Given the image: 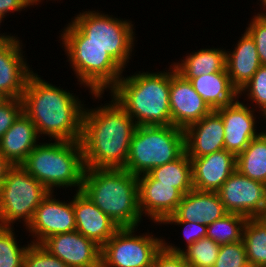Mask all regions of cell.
<instances>
[{
    "instance_id": "obj_1",
    "label": "cell",
    "mask_w": 266,
    "mask_h": 267,
    "mask_svg": "<svg viewBox=\"0 0 266 267\" xmlns=\"http://www.w3.org/2000/svg\"><path fill=\"white\" fill-rule=\"evenodd\" d=\"M136 127L114 98L109 105L85 110L80 140L85 169H124Z\"/></svg>"
},
{
    "instance_id": "obj_2",
    "label": "cell",
    "mask_w": 266,
    "mask_h": 267,
    "mask_svg": "<svg viewBox=\"0 0 266 267\" xmlns=\"http://www.w3.org/2000/svg\"><path fill=\"white\" fill-rule=\"evenodd\" d=\"M21 99L23 112L34 123L38 135L46 134L55 141L81 140L85 109L70 92L32 73Z\"/></svg>"
},
{
    "instance_id": "obj_3",
    "label": "cell",
    "mask_w": 266,
    "mask_h": 267,
    "mask_svg": "<svg viewBox=\"0 0 266 267\" xmlns=\"http://www.w3.org/2000/svg\"><path fill=\"white\" fill-rule=\"evenodd\" d=\"M81 191L119 228H136L142 219L138 176L125 169L87 168Z\"/></svg>"
},
{
    "instance_id": "obj_4",
    "label": "cell",
    "mask_w": 266,
    "mask_h": 267,
    "mask_svg": "<svg viewBox=\"0 0 266 267\" xmlns=\"http://www.w3.org/2000/svg\"><path fill=\"white\" fill-rule=\"evenodd\" d=\"M110 90L127 114L137 119V126L172 125L170 72H143L123 77Z\"/></svg>"
},
{
    "instance_id": "obj_5",
    "label": "cell",
    "mask_w": 266,
    "mask_h": 267,
    "mask_svg": "<svg viewBox=\"0 0 266 267\" xmlns=\"http://www.w3.org/2000/svg\"><path fill=\"white\" fill-rule=\"evenodd\" d=\"M20 166L50 192L57 186L82 189L85 166L80 141L39 144Z\"/></svg>"
},
{
    "instance_id": "obj_6",
    "label": "cell",
    "mask_w": 266,
    "mask_h": 267,
    "mask_svg": "<svg viewBox=\"0 0 266 267\" xmlns=\"http://www.w3.org/2000/svg\"><path fill=\"white\" fill-rule=\"evenodd\" d=\"M62 42L69 62L81 84L90 87L97 98L122 77V67L96 44H84V33L72 22L64 29Z\"/></svg>"
},
{
    "instance_id": "obj_7",
    "label": "cell",
    "mask_w": 266,
    "mask_h": 267,
    "mask_svg": "<svg viewBox=\"0 0 266 267\" xmlns=\"http://www.w3.org/2000/svg\"><path fill=\"white\" fill-rule=\"evenodd\" d=\"M184 152V129L173 125L137 126L124 169L142 176L178 159Z\"/></svg>"
},
{
    "instance_id": "obj_8",
    "label": "cell",
    "mask_w": 266,
    "mask_h": 267,
    "mask_svg": "<svg viewBox=\"0 0 266 267\" xmlns=\"http://www.w3.org/2000/svg\"><path fill=\"white\" fill-rule=\"evenodd\" d=\"M49 192L22 166H13L0 188V226L11 227L15 220L23 218L27 227Z\"/></svg>"
},
{
    "instance_id": "obj_9",
    "label": "cell",
    "mask_w": 266,
    "mask_h": 267,
    "mask_svg": "<svg viewBox=\"0 0 266 267\" xmlns=\"http://www.w3.org/2000/svg\"><path fill=\"white\" fill-rule=\"evenodd\" d=\"M72 22L84 33V44H96L125 68L134 44L130 22L95 11L80 13Z\"/></svg>"
},
{
    "instance_id": "obj_10",
    "label": "cell",
    "mask_w": 266,
    "mask_h": 267,
    "mask_svg": "<svg viewBox=\"0 0 266 267\" xmlns=\"http://www.w3.org/2000/svg\"><path fill=\"white\" fill-rule=\"evenodd\" d=\"M134 230L120 228L101 247V267H152L164 241L147 234L135 236Z\"/></svg>"
},
{
    "instance_id": "obj_11",
    "label": "cell",
    "mask_w": 266,
    "mask_h": 267,
    "mask_svg": "<svg viewBox=\"0 0 266 267\" xmlns=\"http://www.w3.org/2000/svg\"><path fill=\"white\" fill-rule=\"evenodd\" d=\"M217 193L228 213L247 218L266 217V184L246 177L237 169Z\"/></svg>"
},
{
    "instance_id": "obj_12",
    "label": "cell",
    "mask_w": 266,
    "mask_h": 267,
    "mask_svg": "<svg viewBox=\"0 0 266 267\" xmlns=\"http://www.w3.org/2000/svg\"><path fill=\"white\" fill-rule=\"evenodd\" d=\"M170 72V112L173 126L185 129L200 121L212 109L195 91L189 80L178 73L175 67Z\"/></svg>"
},
{
    "instance_id": "obj_13",
    "label": "cell",
    "mask_w": 266,
    "mask_h": 267,
    "mask_svg": "<svg viewBox=\"0 0 266 267\" xmlns=\"http://www.w3.org/2000/svg\"><path fill=\"white\" fill-rule=\"evenodd\" d=\"M41 245L69 267H101V247L77 230L48 237Z\"/></svg>"
},
{
    "instance_id": "obj_14",
    "label": "cell",
    "mask_w": 266,
    "mask_h": 267,
    "mask_svg": "<svg viewBox=\"0 0 266 267\" xmlns=\"http://www.w3.org/2000/svg\"><path fill=\"white\" fill-rule=\"evenodd\" d=\"M52 193L49 192L42 200L28 224L27 228L35 233L38 240L32 243L42 244L48 237L76 230L73 200L70 203L60 202L52 198Z\"/></svg>"
},
{
    "instance_id": "obj_15",
    "label": "cell",
    "mask_w": 266,
    "mask_h": 267,
    "mask_svg": "<svg viewBox=\"0 0 266 267\" xmlns=\"http://www.w3.org/2000/svg\"><path fill=\"white\" fill-rule=\"evenodd\" d=\"M138 195L141 215L159 223L175 212L183 197L173 184L158 183L148 173L138 176Z\"/></svg>"
},
{
    "instance_id": "obj_16",
    "label": "cell",
    "mask_w": 266,
    "mask_h": 267,
    "mask_svg": "<svg viewBox=\"0 0 266 267\" xmlns=\"http://www.w3.org/2000/svg\"><path fill=\"white\" fill-rule=\"evenodd\" d=\"M185 152L198 158L224 149L225 130L221 115L212 110L184 129Z\"/></svg>"
},
{
    "instance_id": "obj_17",
    "label": "cell",
    "mask_w": 266,
    "mask_h": 267,
    "mask_svg": "<svg viewBox=\"0 0 266 267\" xmlns=\"http://www.w3.org/2000/svg\"><path fill=\"white\" fill-rule=\"evenodd\" d=\"M216 111L221 115L224 124V149L237 156L259 135L255 131L254 113L238 99Z\"/></svg>"
},
{
    "instance_id": "obj_18",
    "label": "cell",
    "mask_w": 266,
    "mask_h": 267,
    "mask_svg": "<svg viewBox=\"0 0 266 267\" xmlns=\"http://www.w3.org/2000/svg\"><path fill=\"white\" fill-rule=\"evenodd\" d=\"M193 188L217 192L236 170V156L222 149L198 158H190Z\"/></svg>"
},
{
    "instance_id": "obj_19",
    "label": "cell",
    "mask_w": 266,
    "mask_h": 267,
    "mask_svg": "<svg viewBox=\"0 0 266 267\" xmlns=\"http://www.w3.org/2000/svg\"><path fill=\"white\" fill-rule=\"evenodd\" d=\"M73 199L76 230L102 247L120 228L81 190Z\"/></svg>"
},
{
    "instance_id": "obj_20",
    "label": "cell",
    "mask_w": 266,
    "mask_h": 267,
    "mask_svg": "<svg viewBox=\"0 0 266 267\" xmlns=\"http://www.w3.org/2000/svg\"><path fill=\"white\" fill-rule=\"evenodd\" d=\"M227 213L217 192L193 189L183 195L175 212L164 221H191L209 225Z\"/></svg>"
},
{
    "instance_id": "obj_21",
    "label": "cell",
    "mask_w": 266,
    "mask_h": 267,
    "mask_svg": "<svg viewBox=\"0 0 266 267\" xmlns=\"http://www.w3.org/2000/svg\"><path fill=\"white\" fill-rule=\"evenodd\" d=\"M23 57L18 39L0 44V93L6 98L21 99L33 73Z\"/></svg>"
},
{
    "instance_id": "obj_22",
    "label": "cell",
    "mask_w": 266,
    "mask_h": 267,
    "mask_svg": "<svg viewBox=\"0 0 266 267\" xmlns=\"http://www.w3.org/2000/svg\"><path fill=\"white\" fill-rule=\"evenodd\" d=\"M38 133L32 120L23 112L0 139V153L13 165H21L38 145Z\"/></svg>"
},
{
    "instance_id": "obj_23",
    "label": "cell",
    "mask_w": 266,
    "mask_h": 267,
    "mask_svg": "<svg viewBox=\"0 0 266 267\" xmlns=\"http://www.w3.org/2000/svg\"><path fill=\"white\" fill-rule=\"evenodd\" d=\"M232 53L226 52V70L232 85L240 91L261 66L257 48L251 36L244 32Z\"/></svg>"
},
{
    "instance_id": "obj_24",
    "label": "cell",
    "mask_w": 266,
    "mask_h": 267,
    "mask_svg": "<svg viewBox=\"0 0 266 267\" xmlns=\"http://www.w3.org/2000/svg\"><path fill=\"white\" fill-rule=\"evenodd\" d=\"M186 79L212 110L230 105L240 96L239 91L232 85L226 69Z\"/></svg>"
},
{
    "instance_id": "obj_25",
    "label": "cell",
    "mask_w": 266,
    "mask_h": 267,
    "mask_svg": "<svg viewBox=\"0 0 266 267\" xmlns=\"http://www.w3.org/2000/svg\"><path fill=\"white\" fill-rule=\"evenodd\" d=\"M181 64L174 67L184 78H196L201 75L221 72L226 69V51L218 49H201L190 54ZM179 64V65H178Z\"/></svg>"
},
{
    "instance_id": "obj_26",
    "label": "cell",
    "mask_w": 266,
    "mask_h": 267,
    "mask_svg": "<svg viewBox=\"0 0 266 267\" xmlns=\"http://www.w3.org/2000/svg\"><path fill=\"white\" fill-rule=\"evenodd\" d=\"M236 169L252 180L266 184V135H259L236 156Z\"/></svg>"
},
{
    "instance_id": "obj_27",
    "label": "cell",
    "mask_w": 266,
    "mask_h": 267,
    "mask_svg": "<svg viewBox=\"0 0 266 267\" xmlns=\"http://www.w3.org/2000/svg\"><path fill=\"white\" fill-rule=\"evenodd\" d=\"M148 174L158 183L173 184L183 195L194 189L191 159L186 152L172 162L153 168Z\"/></svg>"
},
{
    "instance_id": "obj_28",
    "label": "cell",
    "mask_w": 266,
    "mask_h": 267,
    "mask_svg": "<svg viewBox=\"0 0 266 267\" xmlns=\"http://www.w3.org/2000/svg\"><path fill=\"white\" fill-rule=\"evenodd\" d=\"M242 240L250 267H266V217L248 218Z\"/></svg>"
},
{
    "instance_id": "obj_29",
    "label": "cell",
    "mask_w": 266,
    "mask_h": 267,
    "mask_svg": "<svg viewBox=\"0 0 266 267\" xmlns=\"http://www.w3.org/2000/svg\"><path fill=\"white\" fill-rule=\"evenodd\" d=\"M247 217L237 213H227L219 220L207 225L206 237L219 245L242 241L243 228Z\"/></svg>"
},
{
    "instance_id": "obj_30",
    "label": "cell",
    "mask_w": 266,
    "mask_h": 267,
    "mask_svg": "<svg viewBox=\"0 0 266 267\" xmlns=\"http://www.w3.org/2000/svg\"><path fill=\"white\" fill-rule=\"evenodd\" d=\"M163 246L174 253H182L189 267H213L220 251L221 245L210 238H201L189 247L186 251L173 247L165 242Z\"/></svg>"
},
{
    "instance_id": "obj_31",
    "label": "cell",
    "mask_w": 266,
    "mask_h": 267,
    "mask_svg": "<svg viewBox=\"0 0 266 267\" xmlns=\"http://www.w3.org/2000/svg\"><path fill=\"white\" fill-rule=\"evenodd\" d=\"M11 227L0 226V267H23L28 247L18 246Z\"/></svg>"
},
{
    "instance_id": "obj_32",
    "label": "cell",
    "mask_w": 266,
    "mask_h": 267,
    "mask_svg": "<svg viewBox=\"0 0 266 267\" xmlns=\"http://www.w3.org/2000/svg\"><path fill=\"white\" fill-rule=\"evenodd\" d=\"M213 267H250L243 240L221 245Z\"/></svg>"
},
{
    "instance_id": "obj_33",
    "label": "cell",
    "mask_w": 266,
    "mask_h": 267,
    "mask_svg": "<svg viewBox=\"0 0 266 267\" xmlns=\"http://www.w3.org/2000/svg\"><path fill=\"white\" fill-rule=\"evenodd\" d=\"M23 267H69L41 244H31L24 256Z\"/></svg>"
},
{
    "instance_id": "obj_34",
    "label": "cell",
    "mask_w": 266,
    "mask_h": 267,
    "mask_svg": "<svg viewBox=\"0 0 266 267\" xmlns=\"http://www.w3.org/2000/svg\"><path fill=\"white\" fill-rule=\"evenodd\" d=\"M248 89L249 99L257 103L260 111L266 109V65H261L253 77L241 88L239 94Z\"/></svg>"
},
{
    "instance_id": "obj_35",
    "label": "cell",
    "mask_w": 266,
    "mask_h": 267,
    "mask_svg": "<svg viewBox=\"0 0 266 267\" xmlns=\"http://www.w3.org/2000/svg\"><path fill=\"white\" fill-rule=\"evenodd\" d=\"M22 113V99L7 98L0 104V139Z\"/></svg>"
},
{
    "instance_id": "obj_36",
    "label": "cell",
    "mask_w": 266,
    "mask_h": 267,
    "mask_svg": "<svg viewBox=\"0 0 266 267\" xmlns=\"http://www.w3.org/2000/svg\"><path fill=\"white\" fill-rule=\"evenodd\" d=\"M246 32L254 40L261 65H266V22L257 14Z\"/></svg>"
},
{
    "instance_id": "obj_37",
    "label": "cell",
    "mask_w": 266,
    "mask_h": 267,
    "mask_svg": "<svg viewBox=\"0 0 266 267\" xmlns=\"http://www.w3.org/2000/svg\"><path fill=\"white\" fill-rule=\"evenodd\" d=\"M152 267H189L182 253H174L164 246L154 257Z\"/></svg>"
},
{
    "instance_id": "obj_38",
    "label": "cell",
    "mask_w": 266,
    "mask_h": 267,
    "mask_svg": "<svg viewBox=\"0 0 266 267\" xmlns=\"http://www.w3.org/2000/svg\"><path fill=\"white\" fill-rule=\"evenodd\" d=\"M162 223H177V225H185L184 228V236L187 241V247L200 240L201 238L206 237L207 225L195 223V222H187V221H163Z\"/></svg>"
},
{
    "instance_id": "obj_39",
    "label": "cell",
    "mask_w": 266,
    "mask_h": 267,
    "mask_svg": "<svg viewBox=\"0 0 266 267\" xmlns=\"http://www.w3.org/2000/svg\"><path fill=\"white\" fill-rule=\"evenodd\" d=\"M30 5L32 4L28 0H0V14L5 17L4 14L9 11H20Z\"/></svg>"
},
{
    "instance_id": "obj_40",
    "label": "cell",
    "mask_w": 266,
    "mask_h": 267,
    "mask_svg": "<svg viewBox=\"0 0 266 267\" xmlns=\"http://www.w3.org/2000/svg\"><path fill=\"white\" fill-rule=\"evenodd\" d=\"M13 165L0 153V188Z\"/></svg>"
},
{
    "instance_id": "obj_41",
    "label": "cell",
    "mask_w": 266,
    "mask_h": 267,
    "mask_svg": "<svg viewBox=\"0 0 266 267\" xmlns=\"http://www.w3.org/2000/svg\"><path fill=\"white\" fill-rule=\"evenodd\" d=\"M2 18H4L1 14H0V23L2 22ZM15 37L14 36H3L0 34V44L6 43L10 40H13Z\"/></svg>"
},
{
    "instance_id": "obj_42",
    "label": "cell",
    "mask_w": 266,
    "mask_h": 267,
    "mask_svg": "<svg viewBox=\"0 0 266 267\" xmlns=\"http://www.w3.org/2000/svg\"><path fill=\"white\" fill-rule=\"evenodd\" d=\"M7 98L0 93V104L3 103Z\"/></svg>"
},
{
    "instance_id": "obj_43",
    "label": "cell",
    "mask_w": 266,
    "mask_h": 267,
    "mask_svg": "<svg viewBox=\"0 0 266 267\" xmlns=\"http://www.w3.org/2000/svg\"><path fill=\"white\" fill-rule=\"evenodd\" d=\"M266 22V13L258 14Z\"/></svg>"
},
{
    "instance_id": "obj_44",
    "label": "cell",
    "mask_w": 266,
    "mask_h": 267,
    "mask_svg": "<svg viewBox=\"0 0 266 267\" xmlns=\"http://www.w3.org/2000/svg\"><path fill=\"white\" fill-rule=\"evenodd\" d=\"M32 5L35 3V4H37L38 3V1L40 2V0H28Z\"/></svg>"
},
{
    "instance_id": "obj_45",
    "label": "cell",
    "mask_w": 266,
    "mask_h": 267,
    "mask_svg": "<svg viewBox=\"0 0 266 267\" xmlns=\"http://www.w3.org/2000/svg\"><path fill=\"white\" fill-rule=\"evenodd\" d=\"M262 112H263V114H264L263 116H265V118H266V109H264ZM262 133L266 135V132H265V133L262 132Z\"/></svg>"
},
{
    "instance_id": "obj_46",
    "label": "cell",
    "mask_w": 266,
    "mask_h": 267,
    "mask_svg": "<svg viewBox=\"0 0 266 267\" xmlns=\"http://www.w3.org/2000/svg\"><path fill=\"white\" fill-rule=\"evenodd\" d=\"M262 3H263V7H265L266 6V0H262Z\"/></svg>"
}]
</instances>
